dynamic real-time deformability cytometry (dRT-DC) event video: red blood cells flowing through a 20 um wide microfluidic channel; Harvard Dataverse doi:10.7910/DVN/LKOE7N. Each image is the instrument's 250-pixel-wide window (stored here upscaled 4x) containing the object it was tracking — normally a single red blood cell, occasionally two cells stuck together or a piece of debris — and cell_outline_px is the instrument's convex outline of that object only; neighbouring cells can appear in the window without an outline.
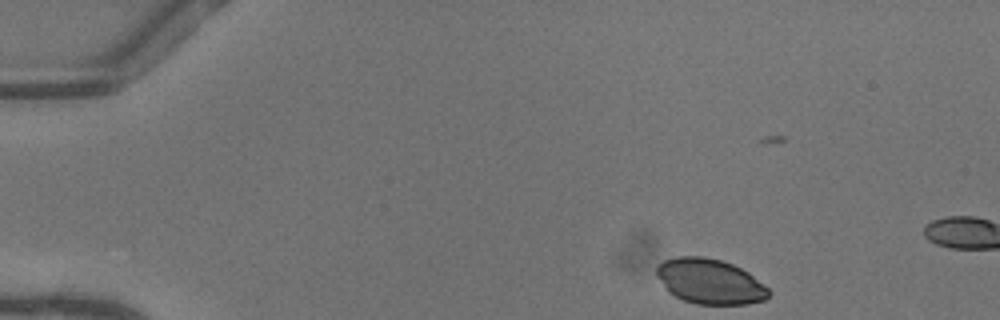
{"species": "common noctule bat (a hibernating species)", "species_latin": "Nyctalus noctula", "temperature_condition": "warm", "stored_images_in_passage": 11, "camera_frame_rate_fps": 3000, "um_per_image_px": 0.085, "animal": {"sex": "female"}, "frame": {"image": 1, "passage_image": 2, "time_ms": 0.333, "image_size_px": [1000, 320], "cell_outline_px": [[772, 292], [764, 300], [748, 304], [696, 304], [684, 300], [668, 292], [664, 288], [656, 272], [656, 268], [664, 260], [676, 256], [704, 256], [720, 260], [732, 264], [748, 272], [764, 284]], "centroid_in_image_um": [60.35, 23.92], "position_along_channel_um": 24.7, "area_um2": 29.48}}